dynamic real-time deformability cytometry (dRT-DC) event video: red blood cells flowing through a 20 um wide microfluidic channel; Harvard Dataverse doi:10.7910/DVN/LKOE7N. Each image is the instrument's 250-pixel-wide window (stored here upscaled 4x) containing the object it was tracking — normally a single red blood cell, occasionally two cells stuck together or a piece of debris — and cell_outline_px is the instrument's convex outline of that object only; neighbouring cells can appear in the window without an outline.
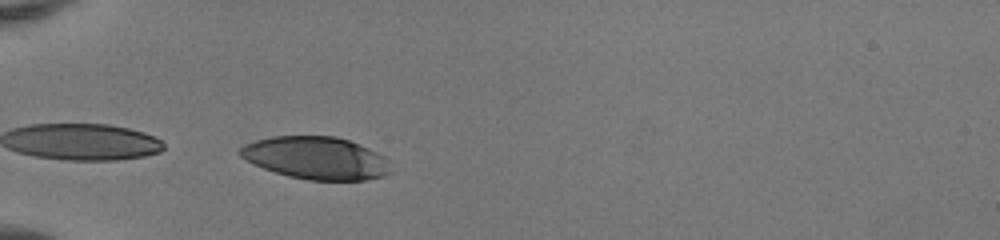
{"species": "human", "species_latin": "Homo sapiens", "temperature_condition": "room temperature", "stored_images_in_passage": 33, "camera_frame_rate_fps": 3000, "um_per_image_px": 0.085, "donor": {"sex": "female"}, "frame": {"image": 1, "passage_image": 1, "time_ms": 0.0, "image_size_px": [1000, 240], "cell_outline_px": [[392, 172], [384, 176], [364, 180], [308, 180], [288, 176], [264, 168], [240, 156], [240, 148], [244, 144], [256, 140], [272, 136], [336, 136], [360, 144], [384, 156], [388, 160]], "centroid_in_image_um": [26.91, 13.43], "position_along_channel_um": 58.1, "area_um2": 37.22}}
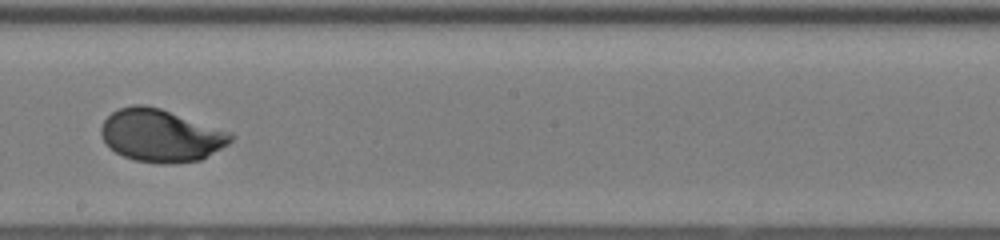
{"frame": {"image": 2, "passage_image": 15, "time_ms": 4.667, "image_size_px": [1000, 240], "cell_outline_px": [[236, 136], [228, 144], [200, 160], [172, 164], [156, 164], [136, 160], [124, 156], [116, 152], [104, 140], [100, 132], [100, 128], [104, 120], [112, 112], [120, 108], [132, 104], [144, 104], [160, 108], [232, 132]], "centroid_in_image_um": [13.7, 11.51], "position_along_channel_um": 234.5, "area_um2": 39.77}}
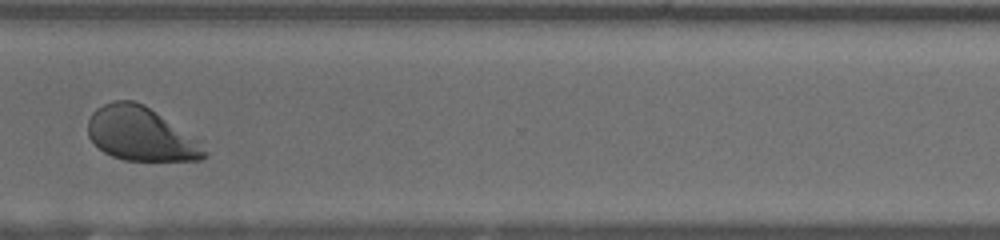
{"frame": {"image": 3, "passage_image": 24, "time_ms": 7.667, "image_size_px": [1000, 240], "cell_outline_px": [[208, 156], [204, 160], [124, 160], [112, 156], [104, 152], [88, 136], [88, 120], [92, 112], [96, 108], [112, 100], [132, 100], [144, 104], [200, 140], [208, 152]], "centroid_in_image_um": [12.0, 11.39], "position_along_channel_um": 358.6, "area_um2": 36.65}, "authors_computed_cell_mechanics": {"area_um2": 38.3792, "velocity_mm_per_s": 4.1236, "shape_relaxation_time_tau1_ms": 2.8964, "shape_relaxation_time_tau2_ms": null, "deformation_change_tau1": 0.1634, "deformation_change_tau2": null}}